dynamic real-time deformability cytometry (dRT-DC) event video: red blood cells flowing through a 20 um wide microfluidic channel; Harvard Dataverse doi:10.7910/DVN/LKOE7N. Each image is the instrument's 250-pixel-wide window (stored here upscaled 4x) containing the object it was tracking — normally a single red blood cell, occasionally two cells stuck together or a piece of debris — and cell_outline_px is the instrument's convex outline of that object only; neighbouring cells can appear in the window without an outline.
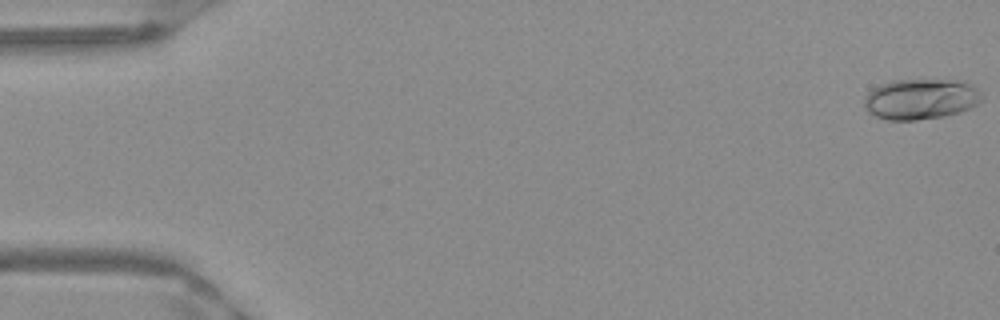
{"species": "Egyptian fruit bat (a non-hibernating species)", "species_latin": "Rousettus aegyptiacus", "temperature_condition": "warm", "stored_images_in_passage": 51, "camera_frame_rate_fps": 3000, "um_per_image_px": 0.085, "frame": {"image": 1, "passage_image": 1, "time_ms": 0.0, "image_size_px": [1000, 320], "cell_outline_px": [[984, 96], [976, 104], [960, 112], [944, 116], [916, 120], [888, 120], [876, 116], [868, 112], [864, 108], [864, 100], [868, 92], [872, 88], [880, 84], [892, 80], [956, 80], [968, 84], [976, 88]], "centroid_in_image_um": [78.22, 8.42], "position_along_channel_um": 6.8, "area_um2": 27.74}}
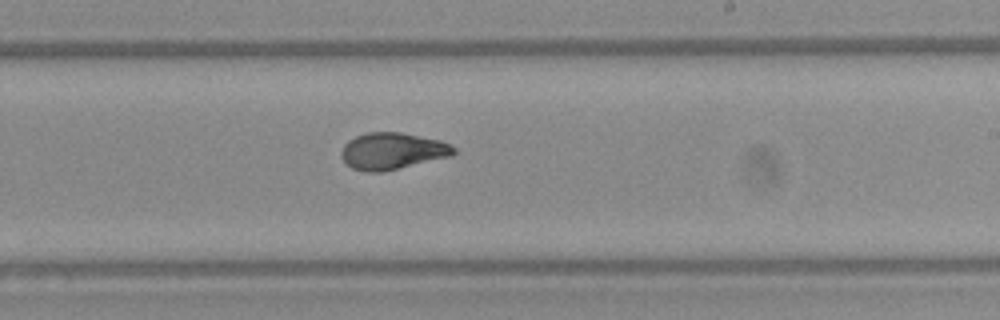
{"frame": {"image": 2, "passage_image": 31, "time_ms": 10.0, "image_size_px": [1000, 320], "cell_outline_px": [[456, 152], [452, 156], [380, 172], [368, 172], [352, 168], [340, 156], [340, 152], [344, 144], [348, 140], [356, 136], [368, 132], [400, 132], [440, 140], [452, 144], [456, 148]], "centroid_in_image_um": [33.36, 12.83], "position_along_channel_um": 255.6, "area_um2": 24.04}}
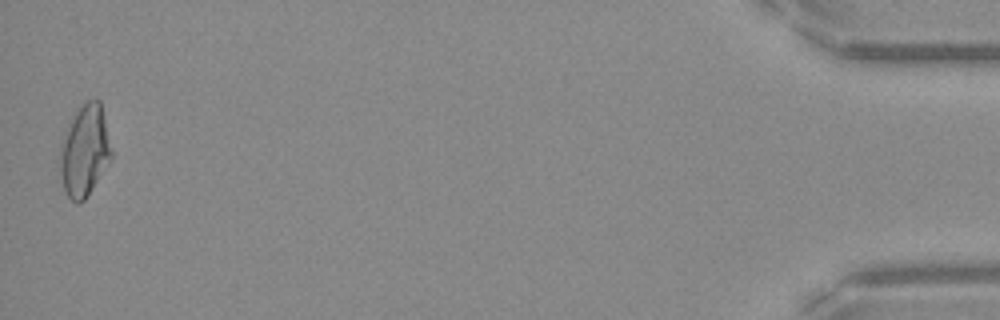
{"frame": {"image": 3, "passage_image": 51, "time_ms": 16.667, "image_size_px": [1000, 320], "cell_outline_px": [[112, 160], [84, 200], [80, 204], [76, 204], [68, 196], [64, 188], [60, 172], [60, 144], [64, 132], [68, 124], [76, 112], [88, 100], [100, 100], [112, 152]], "centroid_in_image_um": [7.19, 12.84], "position_along_channel_um": 428.0, "area_um2": 27.17}, "authors_computed_cell_mechanics": {"area_um2": 24.4494, "velocity_mm_per_s": 3.9689, "shape_relaxation_time_tau1_ms": null, "shape_relaxation_time_tau2_ms": 1.0954, "deformation_change_tau1": null, "deformation_change_tau2": 0.0614}}